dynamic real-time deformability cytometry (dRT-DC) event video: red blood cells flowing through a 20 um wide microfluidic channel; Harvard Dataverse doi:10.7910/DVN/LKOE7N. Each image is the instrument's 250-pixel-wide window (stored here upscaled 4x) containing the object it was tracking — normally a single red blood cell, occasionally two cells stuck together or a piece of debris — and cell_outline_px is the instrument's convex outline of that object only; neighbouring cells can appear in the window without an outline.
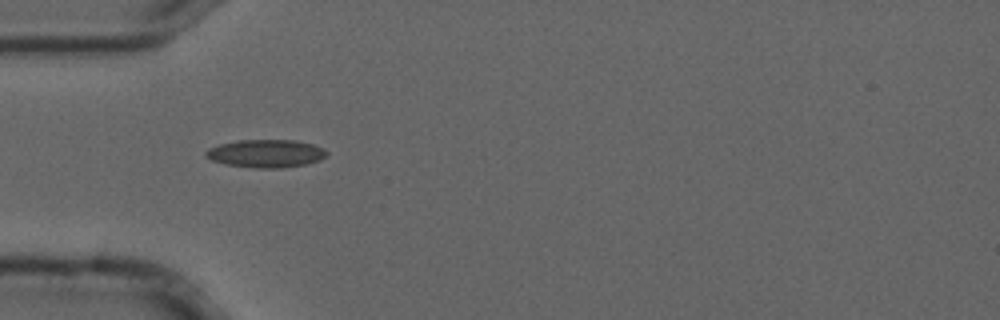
{"species": "common noctule bat (a hibernating species)", "species_latin": "Nyctalus noctula", "temperature_condition": "cold", "stored_images_in_passage": 2, "camera_frame_rate_fps": 3000, "um_per_image_px": 0.085, "animal": {"sex": "male", "forearm_length_mm": 52.5}, "frame": {"image": 1, "passage_image": 2, "time_ms": 0.333, "image_size_px": [1000, 320], "cell_outline_px": [[328, 152], [320, 160], [304, 164], [280, 168], [256, 168], [224, 164], [212, 160], [204, 156], [204, 152], [208, 148], [220, 144], [236, 140], [296, 140], [312, 144], [324, 148]], "centroid_in_image_um": [22.57, 13.04], "position_along_channel_um": 62.4, "area_um2": 19.71}}